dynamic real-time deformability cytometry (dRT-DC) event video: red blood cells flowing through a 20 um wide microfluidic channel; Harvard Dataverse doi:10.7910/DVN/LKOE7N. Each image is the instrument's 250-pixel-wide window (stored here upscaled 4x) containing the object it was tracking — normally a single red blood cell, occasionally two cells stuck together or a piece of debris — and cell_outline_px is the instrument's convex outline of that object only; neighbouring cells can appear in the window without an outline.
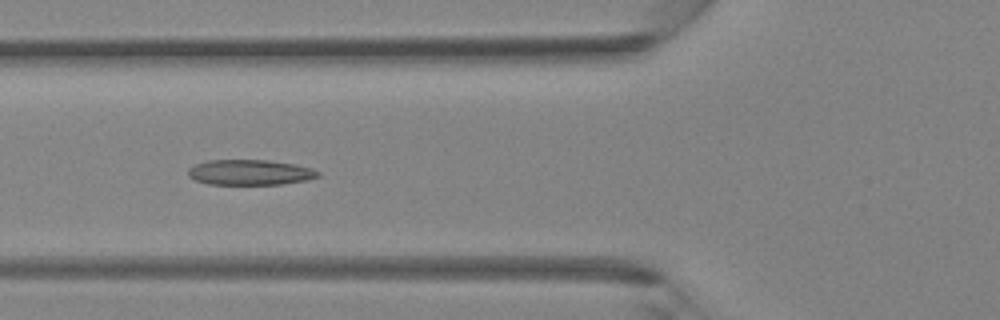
{"species": "Egyptian fruit bat (a non-hibernating species)", "species_latin": "Rousettus aegyptiacus", "temperature_condition": "room temperature", "stored_images_in_passage": 29, "camera_frame_rate_fps": 3000, "um_per_image_px": 0.085, "animal": {"sex": "female"}, "frame": {"image": 1, "passage_image": 3, "time_ms": 0.667, "image_size_px": [1000, 320], "cell_outline_px": [[320, 176], [308, 180], [280, 184], [208, 184], [196, 180], [188, 176], [188, 168], [196, 164], [208, 160], [268, 160], [296, 164], [312, 168], [320, 172]], "centroid_in_image_um": [21.27, 14.64], "position_along_channel_um": 104.5, "area_um2": 19.25}}
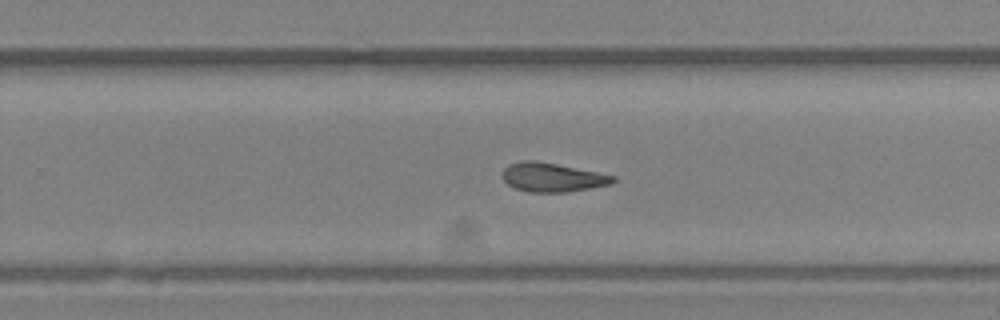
{"frame": {"image": 2, "passage_image": 14, "time_ms": 4.333, "image_size_px": [1000, 320], "cell_outline_px": [[616, 180], [612, 184], [564, 192], [528, 192], [516, 188], [508, 184], [504, 180], [504, 168], [508, 164], [520, 160], [536, 160], [616, 176]], "centroid_in_image_um": [46.94, 15.06], "position_along_channel_um": 282.9, "area_um2": 18.44}}
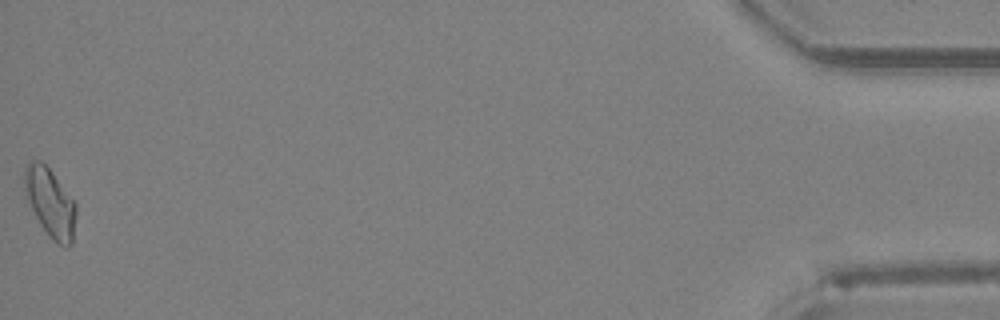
{"frame": {"image": 3, "passage_image": 29, "time_ms": 9.333, "image_size_px": [1000, 320], "cell_outline_px": [[76, 216], [72, 244], [68, 248], [64, 248], [40, 224], [28, 200], [24, 184], [24, 168], [32, 160], [40, 160], [52, 172], [76, 204]], "centroid_in_image_um": [4.29, 17.21], "position_along_channel_um": 430.9, "area_um2": 20.06}}